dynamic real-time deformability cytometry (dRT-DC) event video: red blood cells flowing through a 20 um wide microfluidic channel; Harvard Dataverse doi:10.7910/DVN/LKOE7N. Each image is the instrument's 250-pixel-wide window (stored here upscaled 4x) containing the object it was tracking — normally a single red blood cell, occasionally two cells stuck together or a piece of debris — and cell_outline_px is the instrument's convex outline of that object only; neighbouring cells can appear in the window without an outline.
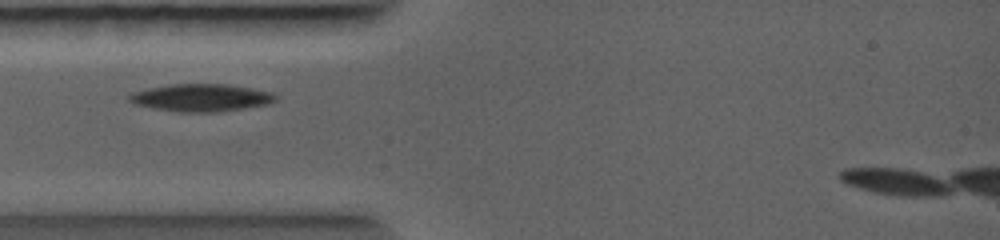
{"species": "common noctule bat (a hibernating species)", "species_latin": "Nyctalus noctula", "temperature_condition": "warm", "stored_images_in_passage": 28, "camera_frame_rate_fps": 5000, "um_per_image_px": 0.085, "animal": {"sex": "female", "body_mass_g": 19.0, "forearm_length_mm": 56.7}, "frame": {"image": 1, "passage_image": 1, "time_ms": 0.0, "image_size_px": [1000, 240], "cell_outline_px": [[276, 100], [268, 104], [244, 108], [216, 112], [180, 112], [152, 108], [136, 104], [128, 100], [128, 96], [132, 92], [148, 88], [172, 84], [228, 84], [252, 88], [272, 92], [276, 96]], "centroid_in_image_um": [17.09, 8.3], "position_along_channel_um": 67.9, "area_um2": 23.41}}
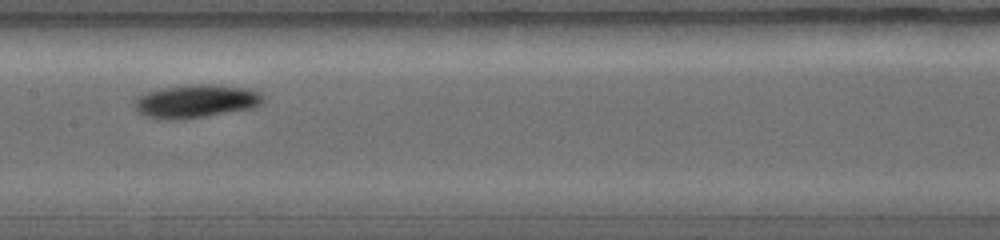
{"frame": {"image": 2, "passage_image": 9, "time_ms": 2.0, "image_size_px": [1000, 240], "cell_outline_px": [[268, 96], [264, 104], [252, 108], [200, 116], [148, 116], [136, 112], [132, 104], [136, 96], [160, 88], [188, 84], [212, 84], [248, 88], [260, 92]], "centroid_in_image_um": [16.74, 8.53], "position_along_channel_um": 190.7, "area_um2": 24.33}}
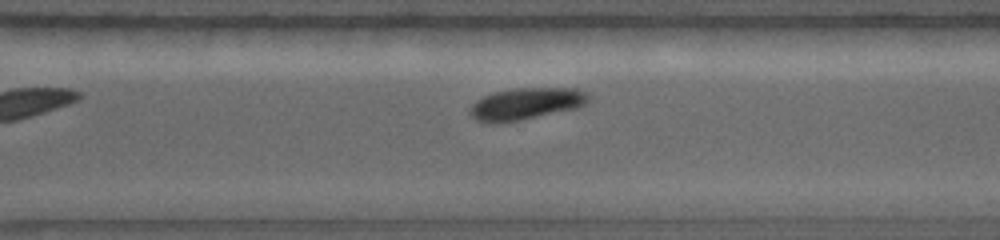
{"frame": {"image": 3, "passage_image": 19, "time_ms": 4.2, "image_size_px": [1000, 240], "cell_outline_px": [[592, 100], [576, 108], [516, 120], [480, 120], [472, 116], [468, 112], [468, 108], [476, 100], [492, 92], [516, 88], [576, 88], [588, 92], [592, 96]], "centroid_in_image_um": [44.8, 8.75], "position_along_channel_um": 325.8, "area_um2": 21.39}}